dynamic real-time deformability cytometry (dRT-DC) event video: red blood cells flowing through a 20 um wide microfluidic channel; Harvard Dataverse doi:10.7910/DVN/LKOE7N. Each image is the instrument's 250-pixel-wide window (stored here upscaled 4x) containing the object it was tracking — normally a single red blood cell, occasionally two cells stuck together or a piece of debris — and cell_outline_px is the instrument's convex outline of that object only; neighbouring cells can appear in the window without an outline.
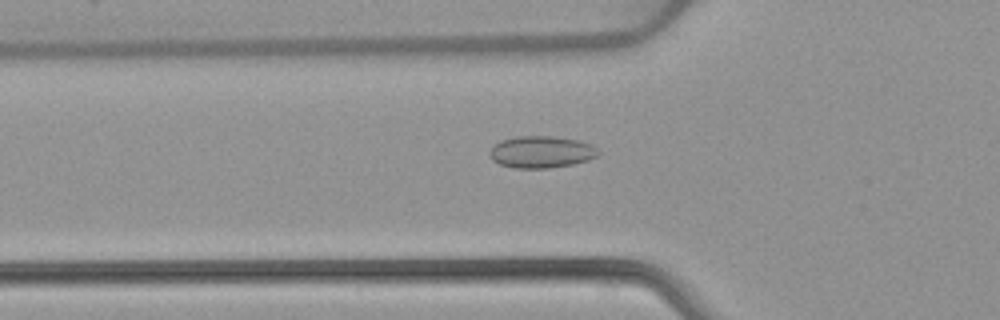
{"species": "common noctule bat (a hibernating species)", "species_latin": "Nyctalus noctula", "temperature_condition": "warm", "stored_images_in_passage": 52, "camera_frame_rate_fps": 3000, "um_per_image_px": 0.085, "animal": {"sex": "female", "body_mass_g": 22.7, "forearm_length_mm": 54.2}, "frame": {"image": 1, "passage_image": 18, "time_ms": 5.667, "image_size_px": [1000, 320], "cell_outline_px": [[600, 152], [596, 156], [588, 160], [572, 164], [548, 168], [512, 168], [500, 164], [492, 160], [488, 152], [500, 140], [516, 136], [552, 136], [580, 140], [592, 144]], "centroid_in_image_um": [46.01, 12.91], "position_along_channel_um": 79.8, "area_um2": 20.29}}
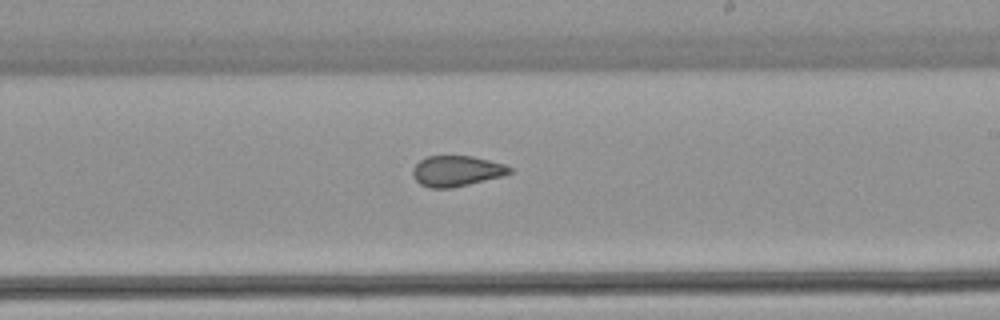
{"frame": {"image": 2, "passage_image": 31, "time_ms": 10.0, "image_size_px": [1000, 320], "cell_outline_px": [[512, 172], [504, 176], [452, 188], [428, 188], [420, 184], [412, 176], [412, 168], [420, 160], [428, 156], [472, 156], [504, 164], [512, 168]], "centroid_in_image_um": [38.8, 14.54], "position_along_channel_um": 250.2, "area_um2": 17.4}}
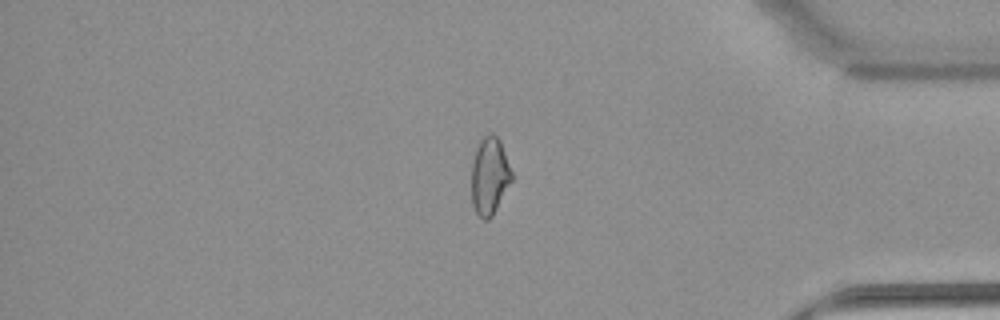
{"frame": {"image": 3, "passage_image": 44, "time_ms": 14.333, "image_size_px": [1000, 320], "cell_outline_px": [[512, 180], [492, 216], [488, 220], [484, 220], [476, 212], [472, 204], [472, 164], [476, 148], [480, 140], [484, 136], [492, 132], [500, 140], [512, 172]], "centroid_in_image_um": [41.61, 14.95], "position_along_channel_um": 393.6, "area_um2": 17.98}, "authors_computed_cell_mechanics": {"area_um2": 19.1318, "velocity_mm_per_s": 3.9247, "shape_relaxation_time_tau1_ms": null, "shape_relaxation_time_tau2_ms": 1.893, "deformation_change_tau1": null, "deformation_change_tau2": 0.0695}}